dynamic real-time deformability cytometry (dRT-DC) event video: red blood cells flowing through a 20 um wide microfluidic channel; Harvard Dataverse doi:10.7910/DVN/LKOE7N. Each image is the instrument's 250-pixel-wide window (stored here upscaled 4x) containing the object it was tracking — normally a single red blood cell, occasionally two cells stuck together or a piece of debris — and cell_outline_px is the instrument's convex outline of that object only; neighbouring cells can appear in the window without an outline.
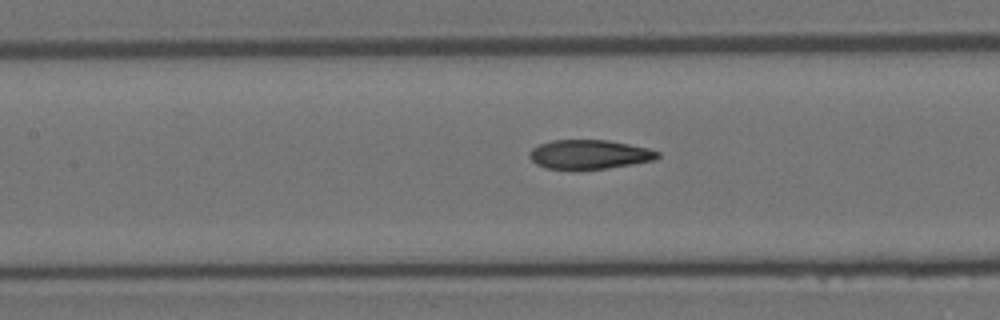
{"species": "Egyptian fruit bat (a non-hibernating species)", "species_latin": "Rousettus aegyptiacus", "temperature_condition": "room temperature", "stored_images_in_passage": 17, "camera_frame_rate_fps": 3000, "um_per_image_px": 0.085, "animal": {"sex": "female"}, "frame": {"image": 1, "passage_image": 15, "time_ms": 4.667, "image_size_px": [1000, 320], "cell_outline_px": [[660, 156], [656, 160], [608, 168], [544, 168], [536, 164], [528, 156], [532, 148], [540, 144], [552, 140], [608, 140], [648, 148], [660, 152]], "centroid_in_image_um": [50.11, 13.11], "position_along_channel_um": 157.3, "area_um2": 21.56}}